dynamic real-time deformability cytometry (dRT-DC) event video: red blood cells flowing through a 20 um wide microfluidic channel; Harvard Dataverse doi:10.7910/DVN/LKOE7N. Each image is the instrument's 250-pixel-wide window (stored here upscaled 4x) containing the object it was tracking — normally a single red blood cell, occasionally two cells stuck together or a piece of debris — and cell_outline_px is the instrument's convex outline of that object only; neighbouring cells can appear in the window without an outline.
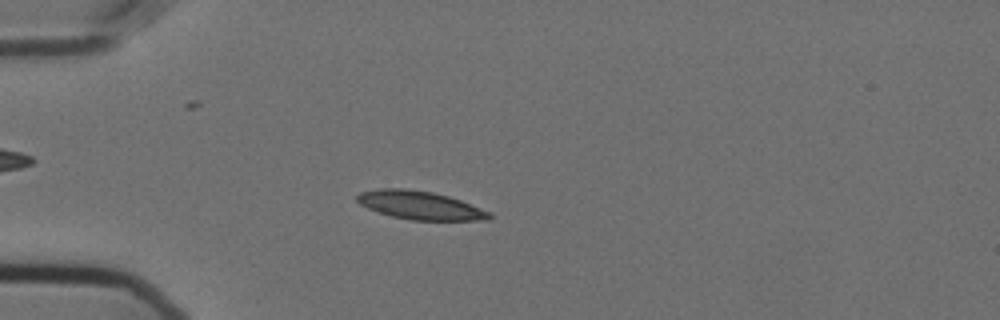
{"species": "Egyptian fruit bat (a non-hibernating species)", "species_latin": "Rousettus aegyptiacus", "temperature_condition": "cold", "stored_images_in_passage": 52, "camera_frame_rate_fps": 3000, "um_per_image_px": 0.085, "animal": {"sex": "female"}, "frame": {"image": 1, "passage_image": 16, "time_ms": 5.0, "image_size_px": [1000, 320], "cell_outline_px": [[492, 216], [488, 220], [412, 220], [392, 216], [368, 208], [360, 204], [356, 200], [356, 196], [360, 192], [380, 188], [404, 188], [432, 192], [448, 196], [460, 200], [492, 212]], "centroid_in_image_um": [35.72, 17.44], "position_along_channel_um": 49.3, "area_um2": 21.79}}
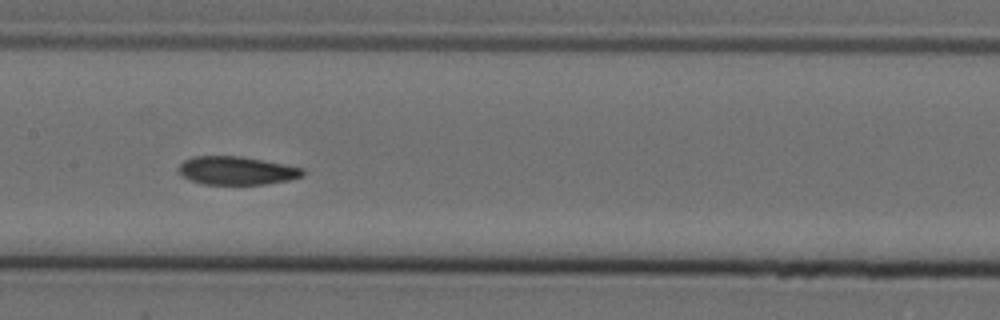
{"frame": {"image": 2, "passage_image": 29, "time_ms": 9.333, "image_size_px": [1000, 320], "cell_outline_px": [[304, 176], [288, 180], [264, 184], [204, 184], [192, 180], [184, 176], [180, 172], [180, 164], [184, 160], [192, 156], [240, 156], [284, 164], [304, 168]], "centroid_in_image_um": [20.15, 14.49], "position_along_channel_um": 187.3, "area_um2": 20.23}}
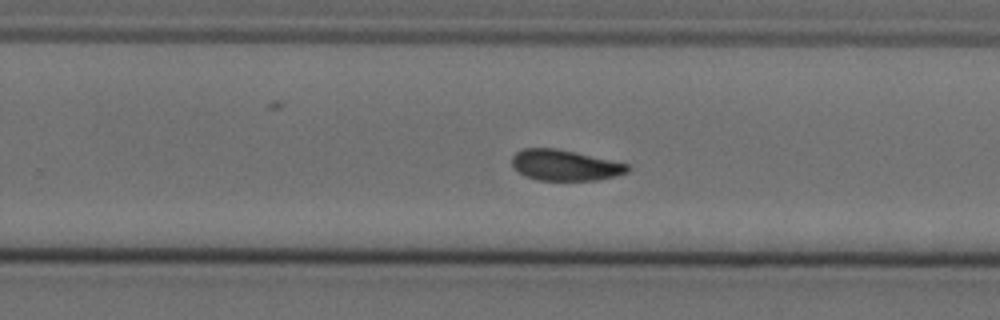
{"frame": {"image": 3, "passage_image": 37, "time_ms": 12.0, "image_size_px": [1000, 320], "cell_outline_px": [[632, 168], [628, 172], [616, 176], [596, 180], [536, 180], [524, 176], [512, 168], [512, 156], [516, 152], [524, 148], [556, 148], [628, 164]], "centroid_in_image_um": [47.99, 14.05], "position_along_channel_um": 281.8, "area_um2": 20.81}}